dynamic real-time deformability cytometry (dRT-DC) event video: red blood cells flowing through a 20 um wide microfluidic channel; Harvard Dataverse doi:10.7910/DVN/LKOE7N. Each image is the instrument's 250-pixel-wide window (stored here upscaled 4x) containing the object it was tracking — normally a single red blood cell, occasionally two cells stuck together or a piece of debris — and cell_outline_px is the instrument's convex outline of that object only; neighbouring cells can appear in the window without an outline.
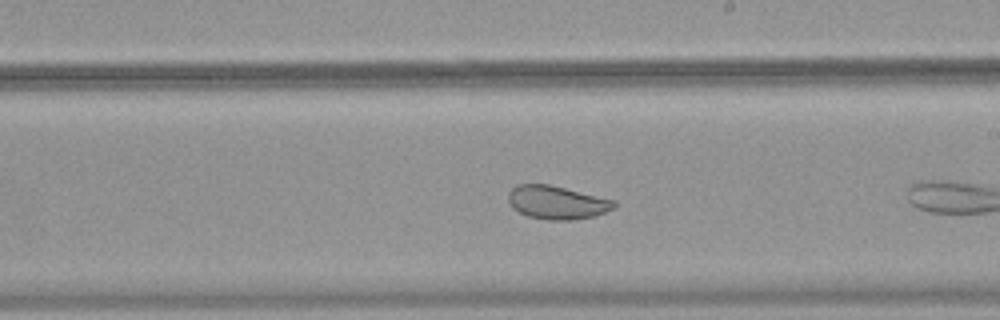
{"species": "common noctule bat (a hibernating species)", "species_latin": "Nyctalus noctula", "temperature_condition": "warm", "stored_images_in_passage": 13, "camera_frame_rate_fps": 3000, "um_per_image_px": 0.085, "animal": {"sex": "female", "body_mass_g": 18.4}, "frame": {"image": 1, "passage_image": 11, "time_ms": 3.333, "image_size_px": [1000, 320], "cell_outline_px": [[616, 208], [592, 216], [572, 220], [548, 220], [528, 216], [512, 208], [508, 200], [508, 192], [516, 184], [548, 184], [616, 200]], "centroid_in_image_um": [47.33, 17.2], "position_along_channel_um": 241.7, "area_um2": 20.58}}